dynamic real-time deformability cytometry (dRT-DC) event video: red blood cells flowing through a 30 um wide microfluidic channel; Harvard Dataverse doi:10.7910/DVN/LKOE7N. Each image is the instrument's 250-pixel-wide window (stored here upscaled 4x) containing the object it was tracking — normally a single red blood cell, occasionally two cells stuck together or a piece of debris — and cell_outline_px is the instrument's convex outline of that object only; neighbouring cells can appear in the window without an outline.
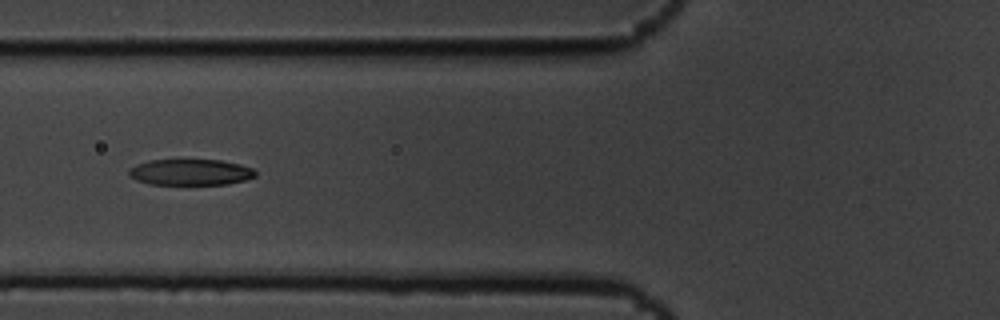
{"species": "common noctule bat (a hibernating species)", "species_latin": "Nyctalus noctula", "temperature_condition": "cold", "stored_images_in_passage": 8, "camera_frame_rate_fps": 3000, "um_per_image_px": 0.085, "animal": {"sex": "male", "body_mass_g": 19.5, "forearm_length_mm": 54.6}, "frame": {"image": 1, "passage_image": 7, "time_ms": 2.0, "image_size_px": [1000, 320], "cell_outline_px": [[256, 176], [244, 180], [228, 184], [148, 184], [136, 180], [128, 176], [128, 168], [136, 164], [148, 160], [220, 160], [240, 164], [252, 168], [256, 172]], "centroid_in_image_um": [16.15, 14.63], "position_along_channel_um": 109.7, "area_um2": 19.31}}
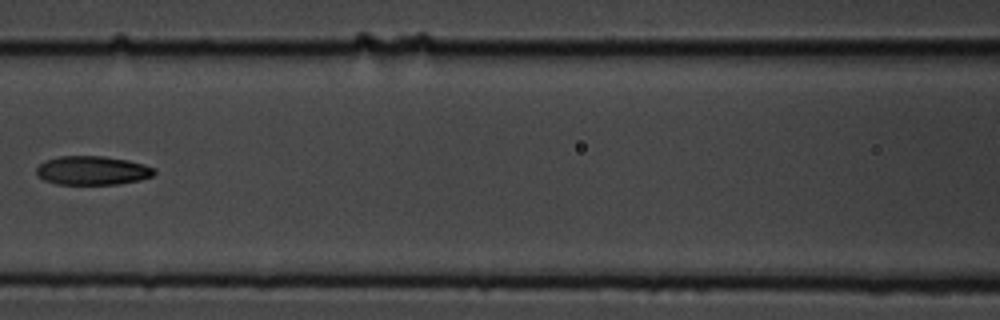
{"frame": {"image": 2, "passage_image": 8, "time_ms": 2.333, "image_size_px": [1000, 320], "cell_outline_px": [[156, 172], [152, 176], [140, 180], [116, 184], [56, 184], [44, 180], [36, 172], [36, 168], [44, 160], [60, 156], [104, 156], [128, 160], [144, 164], [152, 168]], "centroid_in_image_um": [7.84, 14.48], "position_along_channel_um": 158.8, "area_um2": 19.77}}